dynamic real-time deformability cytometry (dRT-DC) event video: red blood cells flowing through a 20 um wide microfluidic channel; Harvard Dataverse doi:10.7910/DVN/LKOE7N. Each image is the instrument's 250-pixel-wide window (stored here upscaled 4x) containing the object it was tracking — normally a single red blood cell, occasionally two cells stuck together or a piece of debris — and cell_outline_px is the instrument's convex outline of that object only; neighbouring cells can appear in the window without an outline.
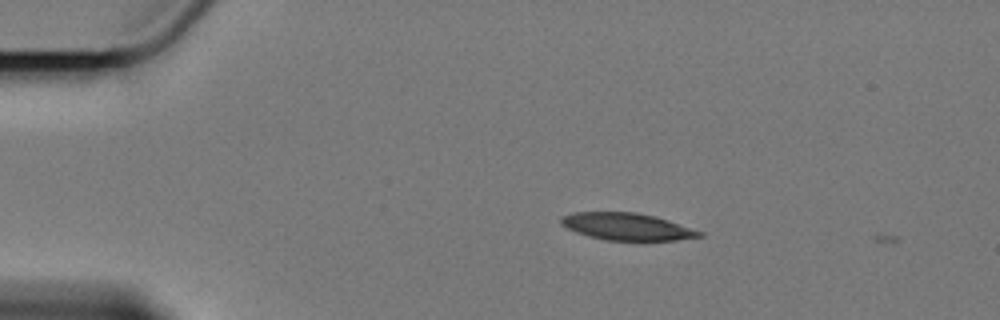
{"species": "Egyptian fruit bat (a non-hibernating species)", "species_latin": "Rousettus aegyptiacus", "temperature_condition": "cold", "stored_images_in_passage": 2, "camera_frame_rate_fps": 3000, "um_per_image_px": 0.085, "animal": {"sex": "female"}, "frame": {"image": 1, "passage_image": 1, "time_ms": 0.0, "image_size_px": [1000, 320], "cell_outline_px": [[704, 236], [676, 240], [608, 240], [588, 236], [576, 232], [560, 224], [560, 220], [564, 216], [576, 212], [636, 212], [656, 216], [704, 232]], "centroid_in_image_um": [53.32, 19.26], "position_along_channel_um": 31.7, "area_um2": 21.73}}